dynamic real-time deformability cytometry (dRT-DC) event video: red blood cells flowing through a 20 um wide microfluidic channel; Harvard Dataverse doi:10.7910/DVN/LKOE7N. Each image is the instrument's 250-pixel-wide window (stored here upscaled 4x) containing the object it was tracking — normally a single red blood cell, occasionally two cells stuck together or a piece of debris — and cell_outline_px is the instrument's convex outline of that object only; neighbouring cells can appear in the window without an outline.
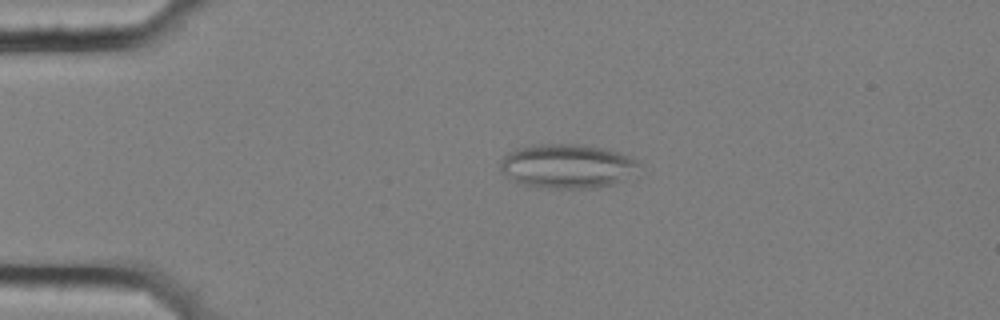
{"species": "common noctule bat (a hibernating species)", "species_latin": "Nyctalus noctula", "temperature_condition": "cold", "stored_images_in_passage": 57, "segment_of_instrument_passage": [1, 2], "camera_frame_rate_fps": 3000, "um_per_image_px": 0.085, "animal": {"sex": "female", "body_mass_g": 25.1}, "frame": {"image": 1, "passage_image": 13, "time_ms": 4.0, "image_size_px": [1000, 320], "cell_outline_px": [[640, 176], [636, 180], [592, 188], [548, 188], [520, 184], [508, 180], [500, 168], [500, 160], [508, 152], [516, 148], [532, 144], [580, 144], [604, 148], [620, 152], [640, 160]], "centroid_in_image_um": [48.33, 14.13], "position_along_channel_um": 36.7, "area_um2": 37.17}}